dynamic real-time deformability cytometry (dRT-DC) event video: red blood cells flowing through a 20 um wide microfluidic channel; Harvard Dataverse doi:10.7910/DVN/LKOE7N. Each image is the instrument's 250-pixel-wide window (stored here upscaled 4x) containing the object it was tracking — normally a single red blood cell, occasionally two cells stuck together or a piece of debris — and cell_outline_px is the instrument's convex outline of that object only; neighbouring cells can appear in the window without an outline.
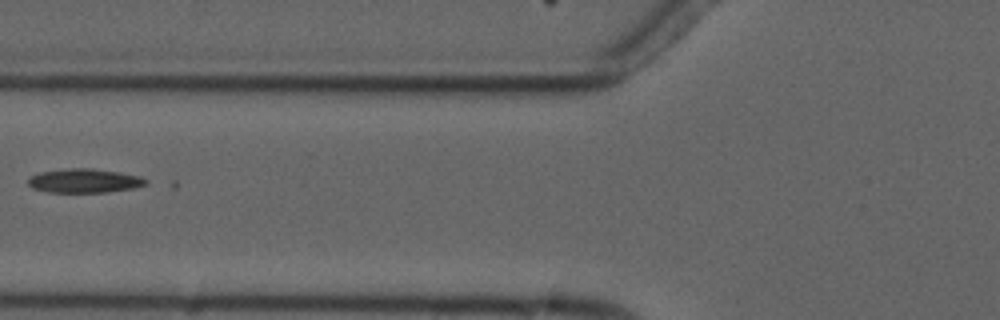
{"species": "common noctule bat (a hibernating species)", "species_latin": "Nyctalus noctula", "temperature_condition": "cold", "stored_images_in_passage": 2, "camera_frame_rate_fps": 3000, "um_per_image_px": 0.085, "animal": {"sex": "male", "forearm_length_mm": 52.5}, "frame": {"image": 1, "passage_image": 2, "time_ms": 1.0, "image_size_px": [1000, 320], "cell_outline_px": [[148, 184], [132, 188], [104, 192], [48, 192], [32, 188], [28, 184], [28, 180], [32, 176], [40, 172], [68, 168], [92, 168], [120, 172], [140, 176], [148, 180]], "centroid_in_image_um": [7.18, 15.36], "position_along_channel_um": 118.6, "area_um2": 16.42}}